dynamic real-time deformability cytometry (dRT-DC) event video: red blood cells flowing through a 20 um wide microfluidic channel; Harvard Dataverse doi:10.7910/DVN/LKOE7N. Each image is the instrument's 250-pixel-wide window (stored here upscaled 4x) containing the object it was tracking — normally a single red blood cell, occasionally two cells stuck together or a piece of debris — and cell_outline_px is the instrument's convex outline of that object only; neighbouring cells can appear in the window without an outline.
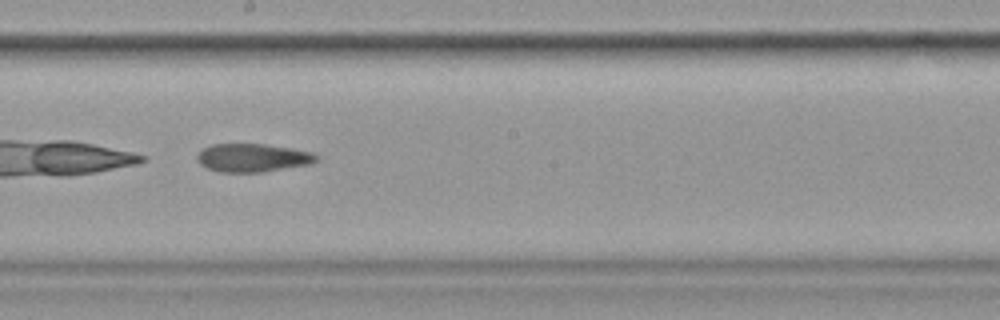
{"species": "common noctule bat (a hibernating species)", "species_latin": "Nyctalus noctula", "temperature_condition": "cold", "stored_images_in_passage": 53, "camera_frame_rate_fps": 3000, "um_per_image_px": 0.085, "animal": {"sex": "female", "body_mass_g": 19.9}, "frame": {"image": 1, "passage_image": 31, "time_ms": 10.0, "image_size_px": [1000, 320], "cell_outline_px": [[320, 156], [312, 164], [264, 172], [220, 172], [208, 168], [200, 164], [196, 160], [196, 156], [204, 148], [212, 144], [264, 144], [312, 152]], "centroid_in_image_um": [21.49, 13.42], "position_along_channel_um": 226.7, "area_um2": 19.65}}